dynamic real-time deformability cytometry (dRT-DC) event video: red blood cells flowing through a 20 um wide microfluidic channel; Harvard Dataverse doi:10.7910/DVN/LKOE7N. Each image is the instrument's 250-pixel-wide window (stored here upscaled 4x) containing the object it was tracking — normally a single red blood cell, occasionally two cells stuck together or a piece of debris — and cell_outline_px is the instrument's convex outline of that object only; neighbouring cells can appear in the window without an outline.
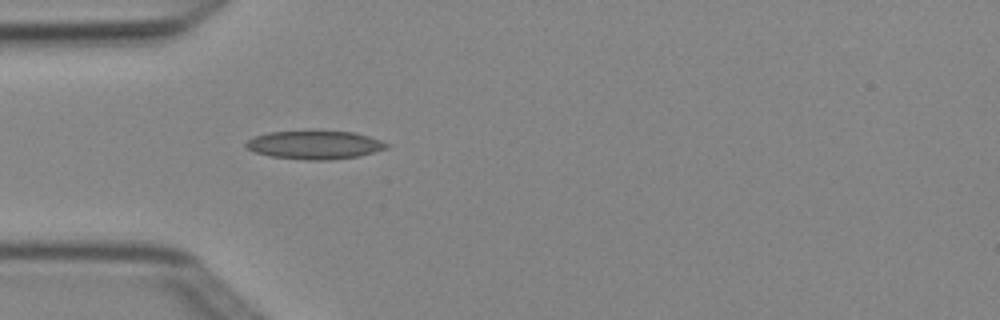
{"species": "Egyptian fruit bat (a non-hibernating species)", "species_latin": "Rousettus aegyptiacus", "temperature_condition": "cold", "stored_images_in_passage": 3, "camera_frame_rate_fps": 3000, "um_per_image_px": 0.085, "animal": {"sex": "female"}, "frame": {"image": 1, "passage_image": 3, "time_ms": 0.667, "image_size_px": [1000, 320], "cell_outline_px": [[392, 144], [388, 148], [360, 156], [328, 160], [304, 160], [272, 156], [252, 152], [244, 144], [248, 140], [256, 136], [268, 132], [356, 132]], "centroid_in_image_um": [26.79, 12.33], "position_along_channel_um": 58.2, "area_um2": 23.06}}